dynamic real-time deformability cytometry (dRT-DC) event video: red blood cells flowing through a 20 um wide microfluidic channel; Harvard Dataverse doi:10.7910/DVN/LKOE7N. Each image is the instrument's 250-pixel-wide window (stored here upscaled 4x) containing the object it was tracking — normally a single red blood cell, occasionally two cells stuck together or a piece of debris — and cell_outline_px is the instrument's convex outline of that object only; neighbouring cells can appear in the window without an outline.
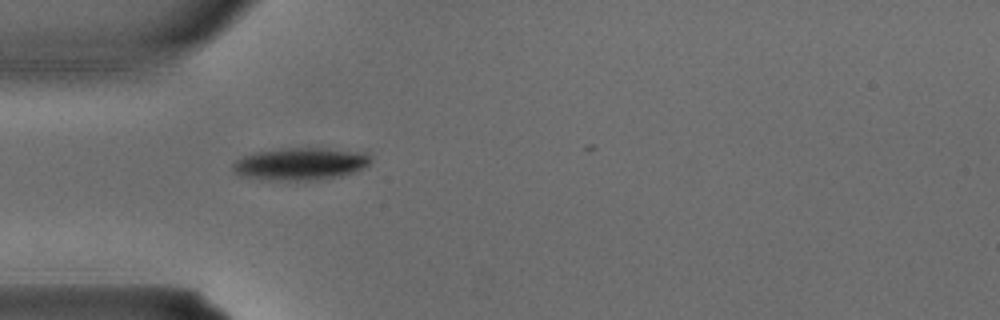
{"species": "common noctule bat (a hibernating species)", "species_latin": "Nyctalus noctula", "temperature_condition": "warm", "stored_images_in_passage": 3, "camera_frame_rate_fps": 3000, "um_per_image_px": 0.085, "animal": {"sex": "male", "body_mass_g": 15.6}, "frame": {"image": 1, "passage_image": 3, "time_ms": 0.667, "image_size_px": [1000, 320], "cell_outline_px": [[372, 160], [368, 168], [340, 176], [316, 180], [268, 180], [240, 176], [232, 172], [232, 164], [236, 160], [244, 156], [256, 152], [288, 148], [320, 148], [364, 152], [372, 156]], "centroid_in_image_um": [25.57, 13.94], "position_along_channel_um": 59.4, "area_um2": 26.24}}